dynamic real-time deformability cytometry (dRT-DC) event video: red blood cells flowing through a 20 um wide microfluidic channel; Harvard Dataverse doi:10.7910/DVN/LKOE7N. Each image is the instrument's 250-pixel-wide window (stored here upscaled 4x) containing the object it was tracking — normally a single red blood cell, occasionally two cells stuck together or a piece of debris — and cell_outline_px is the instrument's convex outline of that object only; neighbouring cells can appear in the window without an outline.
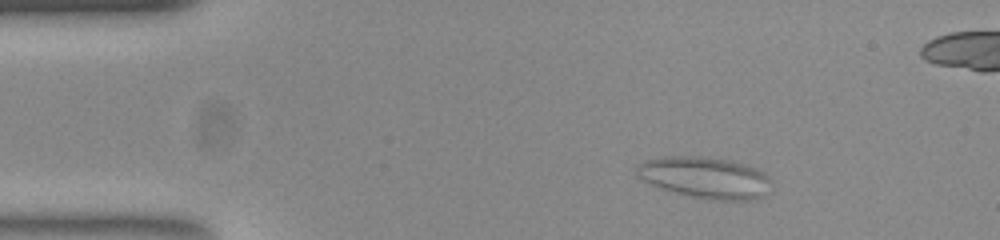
{"species": "common noctule bat (a hibernating species)", "species_latin": "Nyctalus noctula", "temperature_condition": "room temperature", "stored_images_in_passage": 57, "camera_frame_rate_fps": 3000, "um_per_image_px": 0.085, "animal": {"sex": "female", "body_mass_g": 23.0, "forearm_length_mm": 53.4}, "frame": {"image": 1, "passage_image": 8, "time_ms": 2.333, "image_size_px": [1000, 240], "cell_outline_px": [[772, 192], [768, 196], [756, 200], [712, 200], [692, 196], [664, 188], [652, 184], [644, 180], [636, 172], [636, 168], [644, 160], [664, 156], [700, 156], [732, 160], [756, 168], [764, 172], [768, 176]], "centroid_in_image_um": [60.04, 15.09], "position_along_channel_um": 25.0, "area_um2": 32.6}}
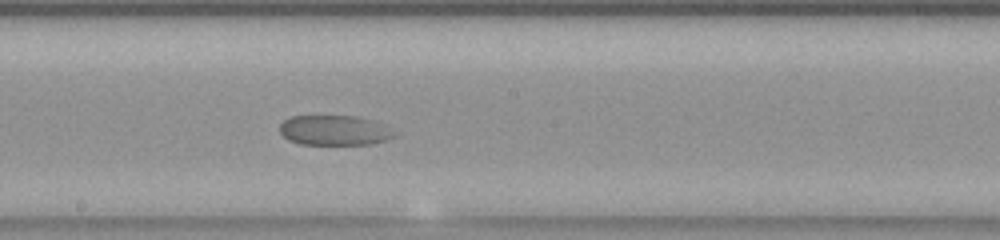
{"frame": {"image": 2, "passage_image": 30, "time_ms": 9.667, "image_size_px": [1000, 240], "cell_outline_px": [[400, 132], [396, 136], [384, 140], [368, 144], [300, 144], [288, 140], [280, 132], [280, 124], [284, 120], [292, 116], [360, 116], [384, 124]], "centroid_in_image_um": [28.48, 11.07], "position_along_channel_um": 219.7, "area_um2": 20.23}}
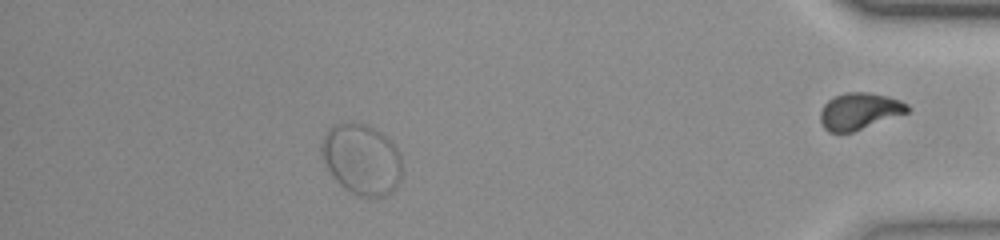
{"frame": {"image": 3, "passage_image": 50, "time_ms": 16.333, "image_size_px": [1000, 240], "cell_outline_px": [[400, 180], [396, 188], [392, 192], [384, 196], [372, 200], [368, 200], [344, 188], [332, 176], [320, 152], [320, 144], [328, 128], [332, 124], [364, 124], [380, 132], [392, 140], [400, 152]], "centroid_in_image_um": [30.75, 13.58], "position_along_channel_um": 404.5, "area_um2": 33.41}}